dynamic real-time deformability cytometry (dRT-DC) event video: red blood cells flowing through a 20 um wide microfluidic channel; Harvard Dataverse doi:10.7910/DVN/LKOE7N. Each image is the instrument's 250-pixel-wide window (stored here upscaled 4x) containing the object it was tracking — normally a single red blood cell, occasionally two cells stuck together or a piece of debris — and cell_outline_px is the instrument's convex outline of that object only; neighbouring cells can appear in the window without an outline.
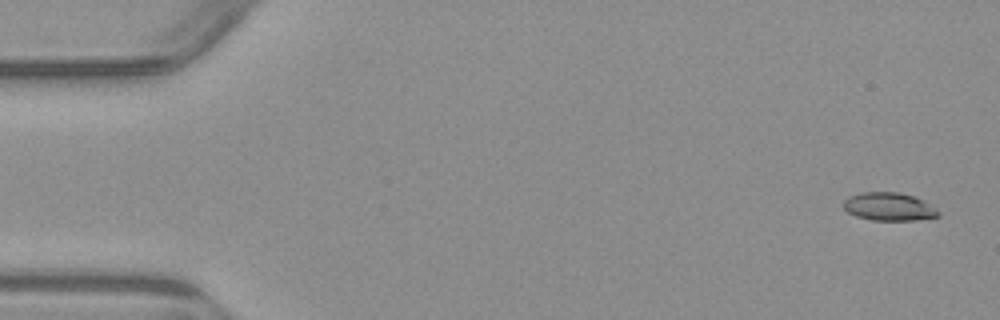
{"species": "common noctule bat (a hibernating species)", "species_latin": "Nyctalus noctula", "temperature_condition": "warm", "stored_images_in_passage": 5, "camera_frame_rate_fps": 3000, "um_per_image_px": 0.085, "animal": {"sex": "male", "body_mass_g": 23.1, "forearm_length_mm": 52.7}, "frame": {"image": 1, "passage_image": 1, "time_ms": 0.0, "image_size_px": [1000, 320], "cell_outline_px": [[940, 216], [916, 220], [872, 220], [856, 216], [848, 212], [844, 208], [844, 200], [848, 196], [860, 192], [900, 192], [916, 196], [924, 200], [936, 208], [940, 212]], "centroid_in_image_um": [75.59, 17.55], "position_along_channel_um": 9.4, "area_um2": 15.72}}
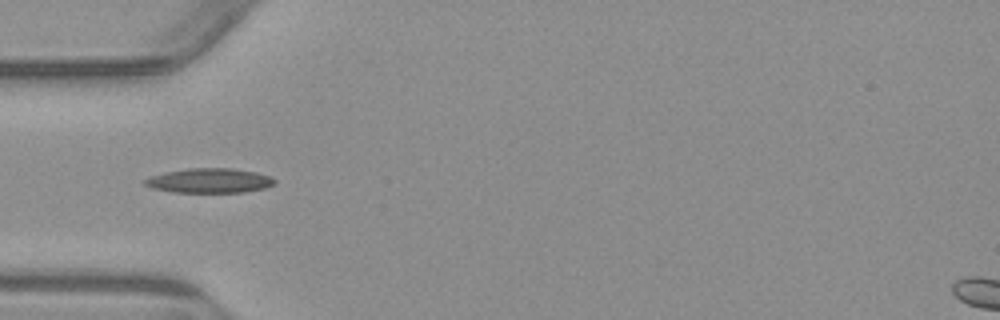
{"frame": {"image": 2, "passage_image": 5, "time_ms": 5.0, "image_size_px": [1000, 320], "cell_outline_px": [[276, 184], [264, 188], [244, 192], [172, 192], [152, 188], [144, 184], [144, 180], [148, 176], [164, 172], [188, 168], [232, 168], [256, 172], [268, 176], [276, 180]], "centroid_in_image_um": [17.78, 15.35], "position_along_channel_um": 67.2, "area_um2": 18.67}}